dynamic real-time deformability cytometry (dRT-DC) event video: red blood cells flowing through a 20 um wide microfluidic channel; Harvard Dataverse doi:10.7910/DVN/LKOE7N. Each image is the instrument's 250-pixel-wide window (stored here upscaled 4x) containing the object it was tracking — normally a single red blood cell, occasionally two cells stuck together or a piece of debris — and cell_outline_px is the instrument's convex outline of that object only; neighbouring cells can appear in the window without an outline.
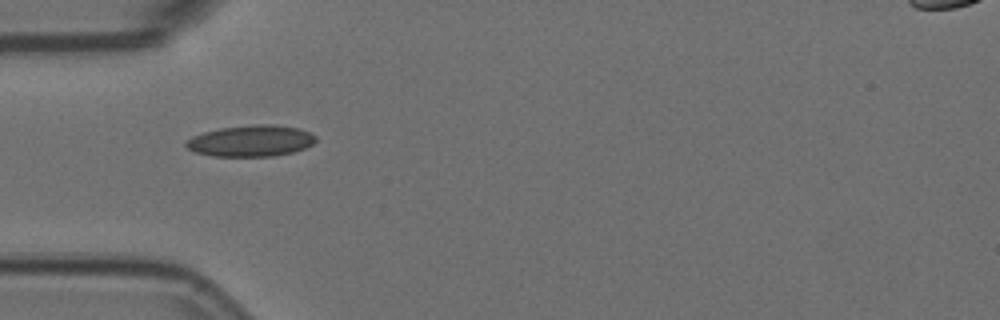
{"species": "Egyptian fruit bat (a non-hibernating species)", "species_latin": "Rousettus aegyptiacus", "temperature_condition": "room temperature", "stored_images_in_passage": 2, "camera_frame_rate_fps": 3000, "um_per_image_px": 0.085, "animal": {"sex": "female"}, "frame": {"image": 1, "passage_image": 1, "time_ms": 0.0, "image_size_px": [1000, 320], "cell_outline_px": [[316, 140], [312, 144], [304, 148], [292, 152], [272, 156], [212, 156], [192, 152], [184, 144], [192, 136], [204, 132], [220, 128], [252, 124], [272, 124], [300, 128], [312, 132], [316, 136]], "centroid_in_image_um": [21.33, 11.96], "position_along_channel_um": 63.7, "area_um2": 23.81}}
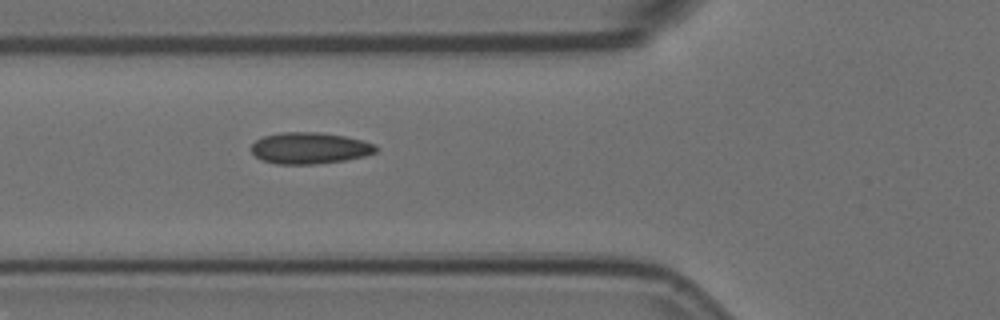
{"frame": {"image": 2, "passage_image": 2, "time_ms": 0.333, "image_size_px": [1000, 320], "cell_outline_px": [[380, 148], [376, 152], [364, 156], [344, 160], [316, 164], [276, 164], [264, 160], [256, 156], [252, 152], [252, 144], [256, 140], [264, 136], [284, 132], [316, 132], [344, 136], [376, 144]], "centroid_in_image_um": [26.35, 12.59], "position_along_channel_um": 99.5, "area_um2": 22.66}}